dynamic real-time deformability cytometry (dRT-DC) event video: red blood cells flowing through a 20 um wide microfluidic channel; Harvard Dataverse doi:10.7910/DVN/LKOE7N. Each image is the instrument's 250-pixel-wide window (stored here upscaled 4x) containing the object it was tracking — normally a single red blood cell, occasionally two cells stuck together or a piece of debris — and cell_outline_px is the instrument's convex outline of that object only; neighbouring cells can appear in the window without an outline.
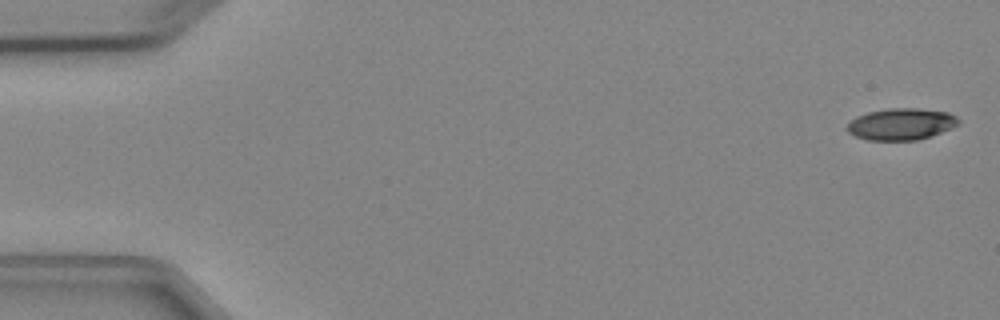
{"species": "Egyptian fruit bat (a non-hibernating species)", "species_latin": "Rousettus aegyptiacus", "temperature_condition": "cold", "stored_images_in_passage": 6, "camera_frame_rate_fps": 3000, "um_per_image_px": 0.085, "animal": {"sex": "female"}, "frame": {"image": 1, "passage_image": 1, "time_ms": 0.0, "image_size_px": [1000, 320], "cell_outline_px": [[960, 124], [952, 128], [916, 140], [868, 140], [856, 136], [848, 132], [844, 128], [856, 116], [868, 112], [888, 108], [916, 108], [948, 112], [956, 116], [960, 120]], "centroid_in_image_um": [76.59, 10.54], "position_along_channel_um": 8.4, "area_um2": 20.52}}